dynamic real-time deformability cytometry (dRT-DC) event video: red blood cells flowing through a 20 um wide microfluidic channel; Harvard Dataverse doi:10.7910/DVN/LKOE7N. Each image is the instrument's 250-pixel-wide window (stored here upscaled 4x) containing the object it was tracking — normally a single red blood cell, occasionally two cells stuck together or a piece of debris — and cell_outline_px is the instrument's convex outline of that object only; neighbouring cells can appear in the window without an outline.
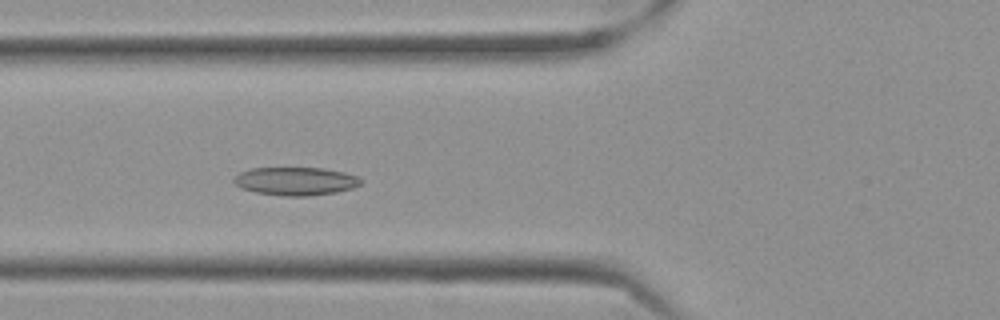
{"species": "Egyptian fruit bat (a non-hibernating species)", "species_latin": "Rousettus aegyptiacus", "temperature_condition": "cold", "stored_images_in_passage": 39, "camera_frame_rate_fps": 3000, "um_per_image_px": 0.085, "frame": {"image": 1, "passage_image": 13, "time_ms": 4.0, "image_size_px": [1000, 320], "cell_outline_px": [[364, 180], [360, 184], [352, 188], [336, 192], [308, 196], [284, 196], [256, 192], [240, 188], [232, 180], [240, 172], [252, 168], [324, 168], [344, 172], [360, 176]], "centroid_in_image_um": [25.16, 15.4], "position_along_channel_um": 100.6, "area_um2": 20.92}}
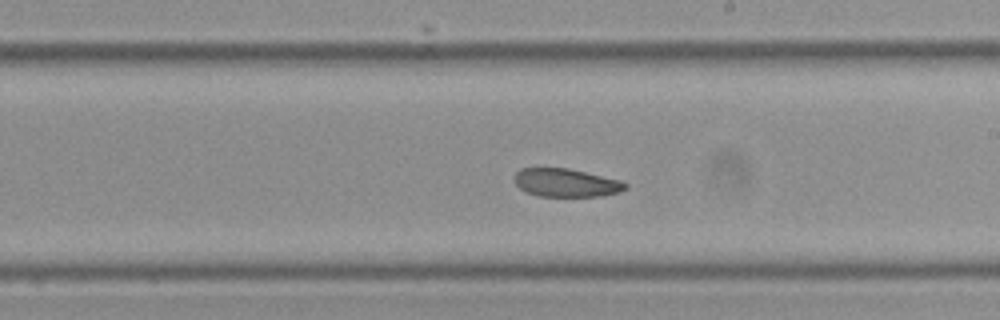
{"frame": {"image": 2, "passage_image": 25, "time_ms": 8.0, "image_size_px": [1000, 320], "cell_outline_px": [[628, 188], [620, 192], [600, 196], [536, 196], [520, 188], [516, 184], [516, 172], [520, 168], [568, 168], [620, 180], [628, 184]], "centroid_in_image_um": [48.15, 15.53], "position_along_channel_um": 240.9, "area_um2": 18.15}}
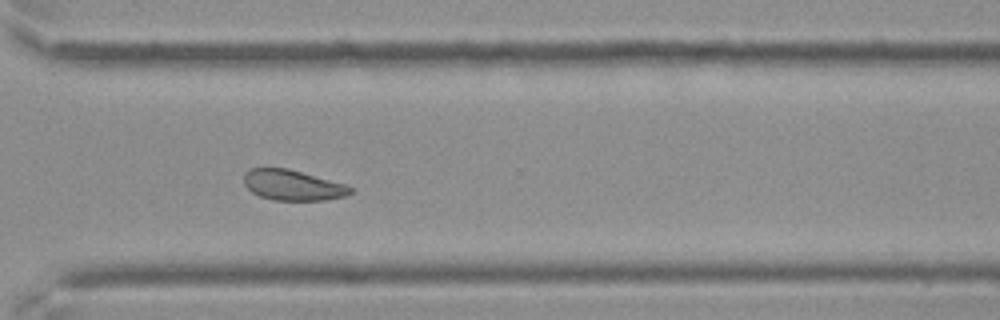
{"frame": {"image": 3, "passage_image": 34, "time_ms": 11.0, "image_size_px": [1000, 320], "cell_outline_px": [[352, 192], [344, 196], [328, 200], [272, 200], [260, 196], [252, 192], [244, 184], [244, 172], [248, 168], [288, 168], [344, 184], [352, 188]], "centroid_in_image_um": [24.84, 15.73], "position_along_channel_um": 345.8, "area_um2": 18.84}}